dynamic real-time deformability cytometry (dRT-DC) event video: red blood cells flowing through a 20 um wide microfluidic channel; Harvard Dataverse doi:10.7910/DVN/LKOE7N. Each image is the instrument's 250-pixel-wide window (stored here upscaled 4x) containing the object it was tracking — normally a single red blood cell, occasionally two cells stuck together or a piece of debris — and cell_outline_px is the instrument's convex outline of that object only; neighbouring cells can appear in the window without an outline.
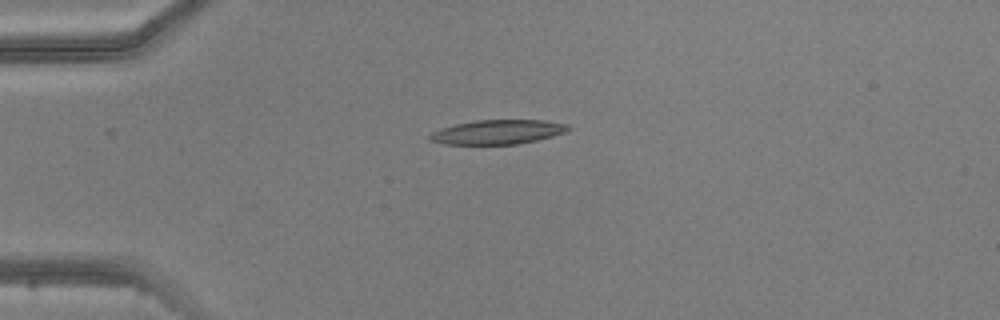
{"species": "common noctule bat (a hibernating species)", "species_latin": "Nyctalus noctula", "temperature_condition": "warm", "stored_images_in_passage": 4, "camera_frame_rate_fps": 3000, "um_per_image_px": 0.085, "animal": {"sex": "male", "body_mass_g": 20.5, "forearm_length_mm": 52.5}, "frame": {"image": 1, "passage_image": 1, "time_ms": 0.0, "image_size_px": [1000, 320], "cell_outline_px": [[568, 128], [564, 132], [552, 136], [536, 140], [516, 144], [444, 144], [428, 140], [428, 136], [432, 132], [440, 128], [456, 124], [476, 120], [544, 120], [568, 124]], "centroid_in_image_um": [42.25, 11.22], "position_along_channel_um": 42.8, "area_um2": 19.48}}
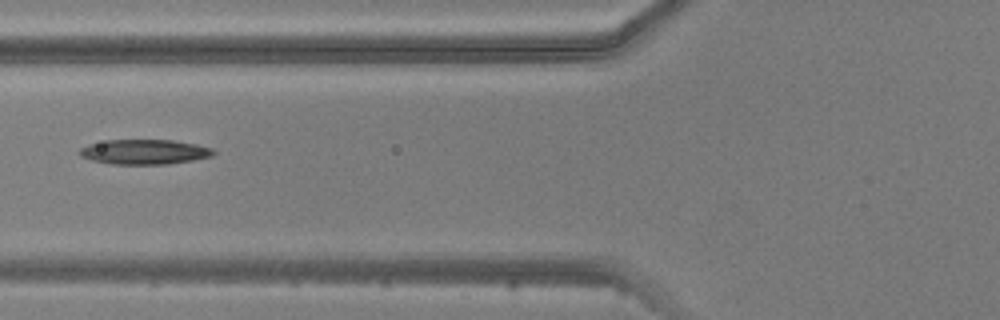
{"frame": {"image": 2, "passage_image": 3, "time_ms": 2.333, "image_size_px": [1000, 320], "cell_outline_px": [[216, 152], [212, 156], [192, 160], [168, 164], [112, 164], [92, 160], [80, 156], [80, 148], [88, 144], [108, 140], [172, 140], [196, 144], [212, 148]], "centroid_in_image_um": [12.28, 12.91], "position_along_channel_um": 113.5, "area_um2": 19.31}}
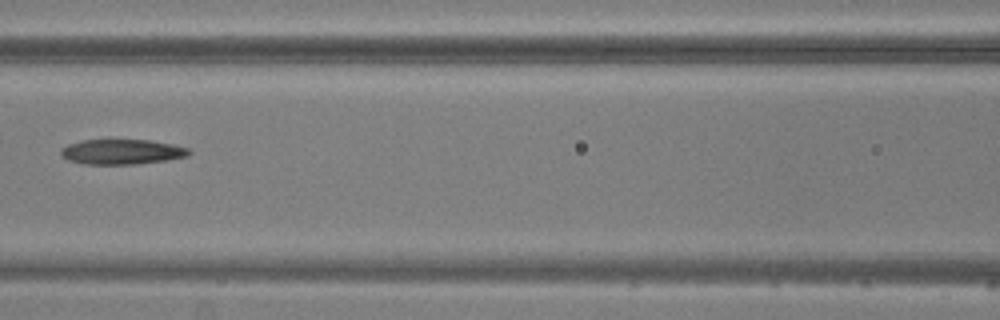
{"frame": {"image": 3, "passage_image": 4, "time_ms": 3.333, "image_size_px": [1000, 320], "cell_outline_px": [[192, 152], [188, 156], [168, 160], [136, 164], [84, 164], [68, 160], [60, 156], [60, 148], [68, 144], [84, 140], [148, 140], [172, 144], [188, 148]], "centroid_in_image_um": [10.34, 12.91], "position_along_channel_um": 156.3, "area_um2": 18.79}}